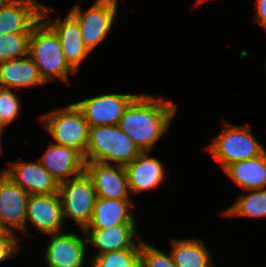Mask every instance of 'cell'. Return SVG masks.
<instances>
[{
	"label": "cell",
	"instance_id": "obj_1",
	"mask_svg": "<svg viewBox=\"0 0 266 267\" xmlns=\"http://www.w3.org/2000/svg\"><path fill=\"white\" fill-rule=\"evenodd\" d=\"M175 113L176 105L172 101L138 95L126 108L118 126L141 152L151 151Z\"/></svg>",
	"mask_w": 266,
	"mask_h": 267
},
{
	"label": "cell",
	"instance_id": "obj_33",
	"mask_svg": "<svg viewBox=\"0 0 266 267\" xmlns=\"http://www.w3.org/2000/svg\"><path fill=\"white\" fill-rule=\"evenodd\" d=\"M4 129V127H1L0 126V135H1V133L3 132L2 130ZM2 150H1V141H0V152H1Z\"/></svg>",
	"mask_w": 266,
	"mask_h": 267
},
{
	"label": "cell",
	"instance_id": "obj_10",
	"mask_svg": "<svg viewBox=\"0 0 266 267\" xmlns=\"http://www.w3.org/2000/svg\"><path fill=\"white\" fill-rule=\"evenodd\" d=\"M29 194L4 172L0 174V222L8 230L26 232V207Z\"/></svg>",
	"mask_w": 266,
	"mask_h": 267
},
{
	"label": "cell",
	"instance_id": "obj_31",
	"mask_svg": "<svg viewBox=\"0 0 266 267\" xmlns=\"http://www.w3.org/2000/svg\"><path fill=\"white\" fill-rule=\"evenodd\" d=\"M97 2H111V3H114V4H118L117 0H97Z\"/></svg>",
	"mask_w": 266,
	"mask_h": 267
},
{
	"label": "cell",
	"instance_id": "obj_28",
	"mask_svg": "<svg viewBox=\"0 0 266 267\" xmlns=\"http://www.w3.org/2000/svg\"><path fill=\"white\" fill-rule=\"evenodd\" d=\"M18 249H20V246L15 233L7 230L3 235H0V262L16 254Z\"/></svg>",
	"mask_w": 266,
	"mask_h": 267
},
{
	"label": "cell",
	"instance_id": "obj_7",
	"mask_svg": "<svg viewBox=\"0 0 266 267\" xmlns=\"http://www.w3.org/2000/svg\"><path fill=\"white\" fill-rule=\"evenodd\" d=\"M116 11L117 4L97 1L84 12L79 5L69 11L78 22L81 38L90 52L109 34Z\"/></svg>",
	"mask_w": 266,
	"mask_h": 267
},
{
	"label": "cell",
	"instance_id": "obj_9",
	"mask_svg": "<svg viewBox=\"0 0 266 267\" xmlns=\"http://www.w3.org/2000/svg\"><path fill=\"white\" fill-rule=\"evenodd\" d=\"M87 175L92 179L97 197L115 200H130L125 167H113L108 163L85 162Z\"/></svg>",
	"mask_w": 266,
	"mask_h": 267
},
{
	"label": "cell",
	"instance_id": "obj_23",
	"mask_svg": "<svg viewBox=\"0 0 266 267\" xmlns=\"http://www.w3.org/2000/svg\"><path fill=\"white\" fill-rule=\"evenodd\" d=\"M250 194L241 195L236 203L223 214L226 216L266 217V189L248 190Z\"/></svg>",
	"mask_w": 266,
	"mask_h": 267
},
{
	"label": "cell",
	"instance_id": "obj_18",
	"mask_svg": "<svg viewBox=\"0 0 266 267\" xmlns=\"http://www.w3.org/2000/svg\"><path fill=\"white\" fill-rule=\"evenodd\" d=\"M124 167L129 190L135 194L159 186L165 175L162 163L154 157H149L147 151L141 152Z\"/></svg>",
	"mask_w": 266,
	"mask_h": 267
},
{
	"label": "cell",
	"instance_id": "obj_11",
	"mask_svg": "<svg viewBox=\"0 0 266 267\" xmlns=\"http://www.w3.org/2000/svg\"><path fill=\"white\" fill-rule=\"evenodd\" d=\"M44 234L61 233L64 220L61 199L58 193L29 195L26 207V223Z\"/></svg>",
	"mask_w": 266,
	"mask_h": 267
},
{
	"label": "cell",
	"instance_id": "obj_5",
	"mask_svg": "<svg viewBox=\"0 0 266 267\" xmlns=\"http://www.w3.org/2000/svg\"><path fill=\"white\" fill-rule=\"evenodd\" d=\"M225 170L231 164L261 155L265 149L253 137L250 128L225 124L208 149Z\"/></svg>",
	"mask_w": 266,
	"mask_h": 267
},
{
	"label": "cell",
	"instance_id": "obj_20",
	"mask_svg": "<svg viewBox=\"0 0 266 267\" xmlns=\"http://www.w3.org/2000/svg\"><path fill=\"white\" fill-rule=\"evenodd\" d=\"M131 200H115L97 197L92 219L86 228H109L118 224H135L128 211Z\"/></svg>",
	"mask_w": 266,
	"mask_h": 267
},
{
	"label": "cell",
	"instance_id": "obj_3",
	"mask_svg": "<svg viewBox=\"0 0 266 267\" xmlns=\"http://www.w3.org/2000/svg\"><path fill=\"white\" fill-rule=\"evenodd\" d=\"M141 151L118 125L89 127V142L84 162H116L125 166L131 163Z\"/></svg>",
	"mask_w": 266,
	"mask_h": 267
},
{
	"label": "cell",
	"instance_id": "obj_24",
	"mask_svg": "<svg viewBox=\"0 0 266 267\" xmlns=\"http://www.w3.org/2000/svg\"><path fill=\"white\" fill-rule=\"evenodd\" d=\"M32 32L0 34V62L22 58L29 55Z\"/></svg>",
	"mask_w": 266,
	"mask_h": 267
},
{
	"label": "cell",
	"instance_id": "obj_15",
	"mask_svg": "<svg viewBox=\"0 0 266 267\" xmlns=\"http://www.w3.org/2000/svg\"><path fill=\"white\" fill-rule=\"evenodd\" d=\"M39 162L58 183L85 170L84 158L77 150L56 143L48 147Z\"/></svg>",
	"mask_w": 266,
	"mask_h": 267
},
{
	"label": "cell",
	"instance_id": "obj_32",
	"mask_svg": "<svg viewBox=\"0 0 266 267\" xmlns=\"http://www.w3.org/2000/svg\"><path fill=\"white\" fill-rule=\"evenodd\" d=\"M10 0H0V8L2 6H4L7 2H9Z\"/></svg>",
	"mask_w": 266,
	"mask_h": 267
},
{
	"label": "cell",
	"instance_id": "obj_16",
	"mask_svg": "<svg viewBox=\"0 0 266 267\" xmlns=\"http://www.w3.org/2000/svg\"><path fill=\"white\" fill-rule=\"evenodd\" d=\"M83 231L87 243L99 248L97 255L118 250L141 249L140 237L136 235L140 243L138 247L132 240L136 234L135 224H118L105 229L85 228Z\"/></svg>",
	"mask_w": 266,
	"mask_h": 267
},
{
	"label": "cell",
	"instance_id": "obj_19",
	"mask_svg": "<svg viewBox=\"0 0 266 267\" xmlns=\"http://www.w3.org/2000/svg\"><path fill=\"white\" fill-rule=\"evenodd\" d=\"M0 62V87L20 88L45 83L31 57Z\"/></svg>",
	"mask_w": 266,
	"mask_h": 267
},
{
	"label": "cell",
	"instance_id": "obj_26",
	"mask_svg": "<svg viewBox=\"0 0 266 267\" xmlns=\"http://www.w3.org/2000/svg\"><path fill=\"white\" fill-rule=\"evenodd\" d=\"M140 267H176L172 256L141 240Z\"/></svg>",
	"mask_w": 266,
	"mask_h": 267
},
{
	"label": "cell",
	"instance_id": "obj_30",
	"mask_svg": "<svg viewBox=\"0 0 266 267\" xmlns=\"http://www.w3.org/2000/svg\"><path fill=\"white\" fill-rule=\"evenodd\" d=\"M7 229L3 226V224L0 222V235H3Z\"/></svg>",
	"mask_w": 266,
	"mask_h": 267
},
{
	"label": "cell",
	"instance_id": "obj_29",
	"mask_svg": "<svg viewBox=\"0 0 266 267\" xmlns=\"http://www.w3.org/2000/svg\"><path fill=\"white\" fill-rule=\"evenodd\" d=\"M256 20L266 28V0H257Z\"/></svg>",
	"mask_w": 266,
	"mask_h": 267
},
{
	"label": "cell",
	"instance_id": "obj_4",
	"mask_svg": "<svg viewBox=\"0 0 266 267\" xmlns=\"http://www.w3.org/2000/svg\"><path fill=\"white\" fill-rule=\"evenodd\" d=\"M57 144L77 150L83 157L89 142V125L81 109L73 103L41 117Z\"/></svg>",
	"mask_w": 266,
	"mask_h": 267
},
{
	"label": "cell",
	"instance_id": "obj_27",
	"mask_svg": "<svg viewBox=\"0 0 266 267\" xmlns=\"http://www.w3.org/2000/svg\"><path fill=\"white\" fill-rule=\"evenodd\" d=\"M20 112L18 97L10 88L0 87V126L10 124Z\"/></svg>",
	"mask_w": 266,
	"mask_h": 267
},
{
	"label": "cell",
	"instance_id": "obj_17",
	"mask_svg": "<svg viewBox=\"0 0 266 267\" xmlns=\"http://www.w3.org/2000/svg\"><path fill=\"white\" fill-rule=\"evenodd\" d=\"M46 23L58 35L62 51L69 66L75 72L79 71L78 67L90 51L81 38L78 22L68 13L63 22L58 18L51 24L47 20Z\"/></svg>",
	"mask_w": 266,
	"mask_h": 267
},
{
	"label": "cell",
	"instance_id": "obj_25",
	"mask_svg": "<svg viewBox=\"0 0 266 267\" xmlns=\"http://www.w3.org/2000/svg\"><path fill=\"white\" fill-rule=\"evenodd\" d=\"M140 250L127 249L96 255L92 267H140Z\"/></svg>",
	"mask_w": 266,
	"mask_h": 267
},
{
	"label": "cell",
	"instance_id": "obj_21",
	"mask_svg": "<svg viewBox=\"0 0 266 267\" xmlns=\"http://www.w3.org/2000/svg\"><path fill=\"white\" fill-rule=\"evenodd\" d=\"M225 172L245 190L265 189L266 150L257 157L231 164Z\"/></svg>",
	"mask_w": 266,
	"mask_h": 267
},
{
	"label": "cell",
	"instance_id": "obj_6",
	"mask_svg": "<svg viewBox=\"0 0 266 267\" xmlns=\"http://www.w3.org/2000/svg\"><path fill=\"white\" fill-rule=\"evenodd\" d=\"M63 217L69 216L84 230L90 223L97 199L92 179L84 171L59 183Z\"/></svg>",
	"mask_w": 266,
	"mask_h": 267
},
{
	"label": "cell",
	"instance_id": "obj_14",
	"mask_svg": "<svg viewBox=\"0 0 266 267\" xmlns=\"http://www.w3.org/2000/svg\"><path fill=\"white\" fill-rule=\"evenodd\" d=\"M42 6L36 0H10L0 8V34L32 32L41 19Z\"/></svg>",
	"mask_w": 266,
	"mask_h": 267
},
{
	"label": "cell",
	"instance_id": "obj_13",
	"mask_svg": "<svg viewBox=\"0 0 266 267\" xmlns=\"http://www.w3.org/2000/svg\"><path fill=\"white\" fill-rule=\"evenodd\" d=\"M50 237L45 254L49 267H82L87 240L74 233H56Z\"/></svg>",
	"mask_w": 266,
	"mask_h": 267
},
{
	"label": "cell",
	"instance_id": "obj_12",
	"mask_svg": "<svg viewBox=\"0 0 266 267\" xmlns=\"http://www.w3.org/2000/svg\"><path fill=\"white\" fill-rule=\"evenodd\" d=\"M3 172L29 195L58 193L59 183L38 161L11 163Z\"/></svg>",
	"mask_w": 266,
	"mask_h": 267
},
{
	"label": "cell",
	"instance_id": "obj_2",
	"mask_svg": "<svg viewBox=\"0 0 266 267\" xmlns=\"http://www.w3.org/2000/svg\"><path fill=\"white\" fill-rule=\"evenodd\" d=\"M46 6H42L41 19L33 26L30 36L29 56L38 67L44 82H50L54 76L68 81L69 71H75L69 66L61 48L58 35L45 22L48 15ZM50 80V81H49Z\"/></svg>",
	"mask_w": 266,
	"mask_h": 267
},
{
	"label": "cell",
	"instance_id": "obj_22",
	"mask_svg": "<svg viewBox=\"0 0 266 267\" xmlns=\"http://www.w3.org/2000/svg\"><path fill=\"white\" fill-rule=\"evenodd\" d=\"M172 242L170 254L176 267H211L213 265L208 250L200 240L193 238L172 240Z\"/></svg>",
	"mask_w": 266,
	"mask_h": 267
},
{
	"label": "cell",
	"instance_id": "obj_8",
	"mask_svg": "<svg viewBox=\"0 0 266 267\" xmlns=\"http://www.w3.org/2000/svg\"><path fill=\"white\" fill-rule=\"evenodd\" d=\"M137 96L104 94L77 102L76 105L81 109L89 127L118 125L126 108Z\"/></svg>",
	"mask_w": 266,
	"mask_h": 267
}]
</instances>
